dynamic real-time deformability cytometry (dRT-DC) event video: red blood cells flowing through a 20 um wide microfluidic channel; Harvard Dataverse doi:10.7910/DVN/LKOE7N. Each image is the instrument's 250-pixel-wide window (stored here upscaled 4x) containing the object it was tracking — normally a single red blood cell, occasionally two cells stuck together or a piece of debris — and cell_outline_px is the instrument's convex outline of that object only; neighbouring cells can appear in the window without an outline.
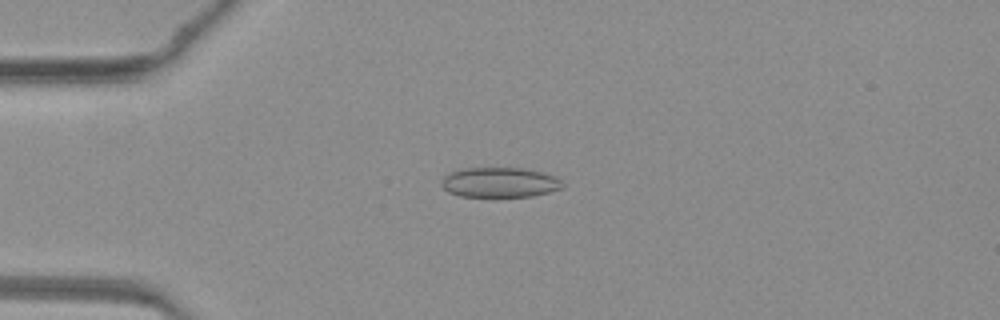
{"species": "common noctule bat (a hibernating species)", "species_latin": "Nyctalus noctula", "temperature_condition": "warm", "stored_images_in_passage": 47, "camera_frame_rate_fps": 3000, "um_per_image_px": 0.085, "animal": {"sex": "female", "body_mass_g": 19.3, "forearm_length_mm": 54.1}, "frame": {"image": 1, "passage_image": 12, "time_ms": 3.667, "image_size_px": [1000, 320], "cell_outline_px": [[564, 188], [532, 196], [492, 200], [460, 196], [448, 192], [440, 184], [440, 180], [444, 176], [452, 172], [464, 168], [524, 168], [540, 172], [552, 176], [560, 180], [564, 184]], "centroid_in_image_um": [42.43, 15.56], "position_along_channel_um": 42.6, "area_um2": 22.02}}
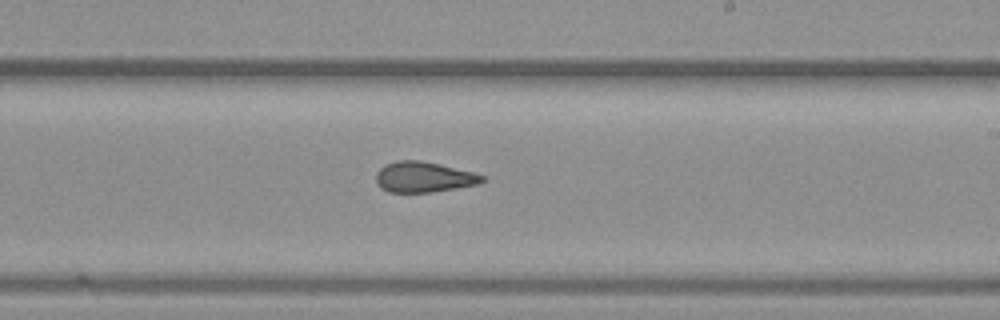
{"frame": {"image": 2, "passage_image": 28, "time_ms": 9.0, "image_size_px": [1000, 320], "cell_outline_px": [[488, 180], [480, 184], [432, 192], [388, 192], [380, 188], [376, 184], [376, 172], [384, 164], [396, 160], [420, 160], [440, 164], [472, 172], [484, 176]], "centroid_in_image_um": [36.0, 15.05], "position_along_channel_um": 253.0, "area_um2": 19.13}}
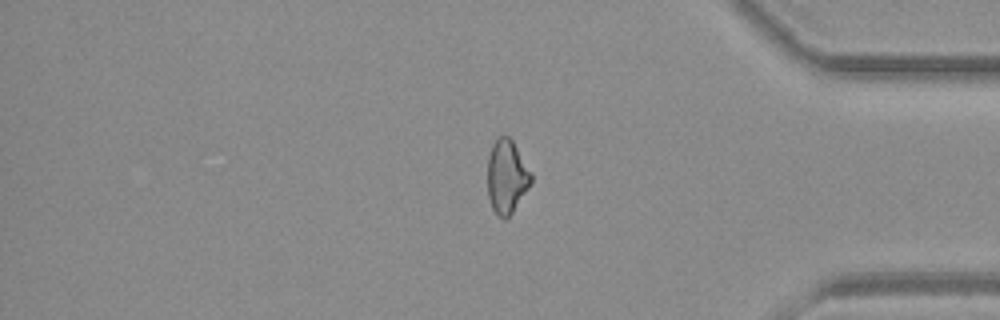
{"frame": {"image": 3, "passage_image": 39, "time_ms": 12.667, "image_size_px": [1000, 320], "cell_outline_px": [[532, 184], [512, 212], [504, 220], [496, 216], [492, 208], [488, 196], [488, 156], [492, 144], [500, 136], [508, 136], [512, 140], [532, 172]], "centroid_in_image_um": [43.08, 15.03], "position_along_channel_um": 392.1, "area_um2": 18.84}}